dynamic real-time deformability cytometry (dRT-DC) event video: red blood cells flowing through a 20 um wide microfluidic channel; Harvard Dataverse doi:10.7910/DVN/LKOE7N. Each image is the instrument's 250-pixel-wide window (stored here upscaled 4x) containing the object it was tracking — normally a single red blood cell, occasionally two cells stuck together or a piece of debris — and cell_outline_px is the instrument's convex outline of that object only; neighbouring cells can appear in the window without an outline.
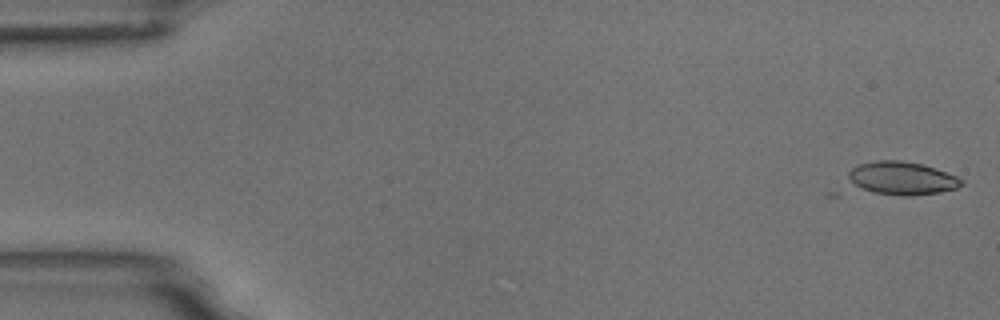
{"species": "common noctule bat (a hibernating species)", "species_latin": "Nyctalus noctula", "temperature_condition": "room temperature", "stored_images_in_passage": 6, "camera_frame_rate_fps": 3000, "um_per_image_px": 0.085, "animal": {"sex": "male", "body_mass_g": 18.8}, "frame": {"image": 1, "passage_image": 1, "time_ms": 0.0, "image_size_px": [1000, 320], "cell_outline_px": [[964, 184], [956, 188], [940, 192], [912, 196], [904, 196], [872, 192], [848, 184], [848, 172], [852, 168], [860, 164], [876, 160], [900, 160], [924, 164], [956, 176], [964, 180]], "centroid_in_image_um": [76.64, 15.15], "position_along_channel_um": 8.4, "area_um2": 22.08}}